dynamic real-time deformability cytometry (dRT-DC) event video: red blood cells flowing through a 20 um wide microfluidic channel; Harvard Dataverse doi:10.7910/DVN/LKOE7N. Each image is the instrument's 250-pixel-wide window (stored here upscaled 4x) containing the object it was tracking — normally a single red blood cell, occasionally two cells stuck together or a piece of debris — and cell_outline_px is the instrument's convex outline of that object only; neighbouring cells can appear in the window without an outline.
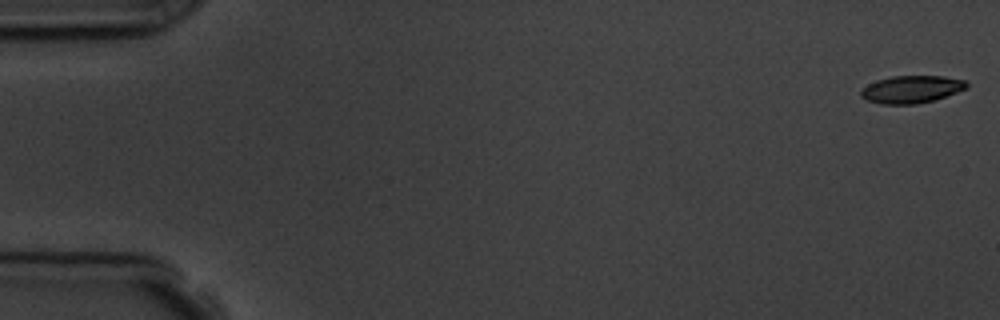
{"species": "common noctule bat (a hibernating species)", "species_latin": "Nyctalus noctula", "temperature_condition": "room temperature", "stored_images_in_passage": 15, "camera_frame_rate_fps": 3000, "um_per_image_px": 0.085, "animal": {"sex": "male", "body_mass_g": 19.5, "forearm_length_mm": 54.6}, "frame": {"image": 1, "passage_image": 1, "time_ms": 0.0, "image_size_px": [1000, 320], "cell_outline_px": [[968, 88], [932, 100], [916, 104], [880, 104], [868, 100], [860, 96], [860, 88], [876, 80], [892, 76], [944, 76], [964, 80], [968, 84]], "centroid_in_image_um": [77.43, 7.58], "position_along_channel_um": 7.6, "area_um2": 16.88}}
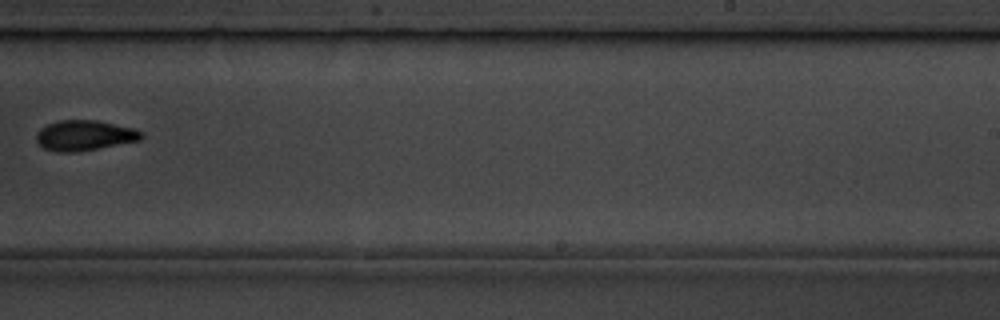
{"frame": {"image": 2, "passage_image": 10, "time_ms": 11.333, "image_size_px": [1000, 320], "cell_outline_px": [[144, 136], [140, 140], [76, 152], [56, 152], [44, 148], [36, 140], [36, 132], [40, 128], [48, 124], [60, 120], [96, 120], [136, 128], [144, 132]], "centroid_in_image_um": [7.2, 11.5], "position_along_channel_um": 281.8, "area_um2": 18.61}}
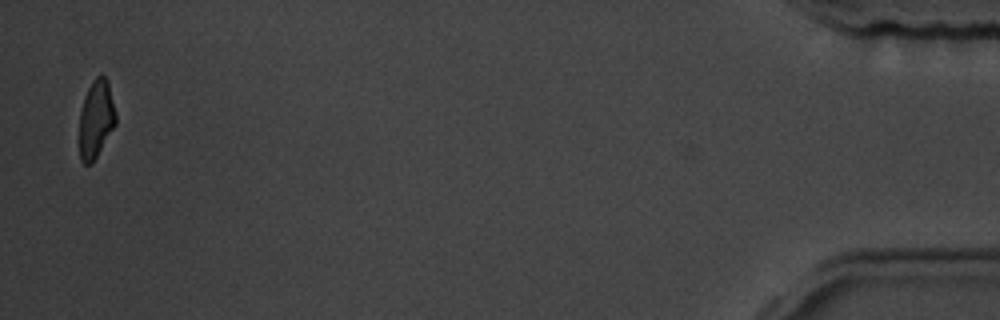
{"frame": {"image": 3, "passage_image": 15, "time_ms": 17.667, "image_size_px": [1000, 320], "cell_outline_px": [[116, 124], [92, 164], [84, 164], [80, 160], [80, 112], [84, 96], [92, 80], [100, 72], [108, 80], [116, 112]], "centroid_in_image_um": [8.17, 10.09], "position_along_channel_um": 427.0, "area_um2": 16.7}, "authors_computed_cell_mechanics": {"area_um2": 18.0914, "velocity_mm_per_s": 3.7386, "shape_relaxation_time_tau1_ms": 2.3468, "shape_relaxation_time_tau2_ms": 7.6106, "deformation_change_tau1": 0.1195, "deformation_change_tau2": 0.1372}}